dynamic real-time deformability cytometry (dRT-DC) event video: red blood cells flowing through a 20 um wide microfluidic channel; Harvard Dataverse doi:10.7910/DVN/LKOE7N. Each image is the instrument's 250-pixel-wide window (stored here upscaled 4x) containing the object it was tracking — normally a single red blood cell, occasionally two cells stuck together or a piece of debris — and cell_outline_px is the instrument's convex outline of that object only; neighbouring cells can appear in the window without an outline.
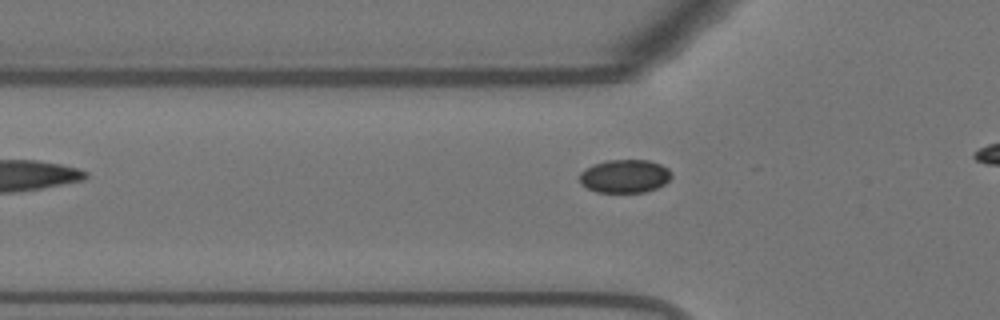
{"species": "Egyptian fruit bat (a non-hibernating species)", "species_latin": "Rousettus aegyptiacus", "temperature_condition": "warm", "stored_images_in_passage": 29, "camera_frame_rate_fps": 3000, "um_per_image_px": 0.085, "animal": {"sex": "female"}, "frame": {"image": 1, "passage_image": 2, "time_ms": 0.333, "image_size_px": [1000, 320], "cell_outline_px": [[672, 176], [664, 184], [656, 188], [644, 192], [596, 192], [580, 184], [580, 172], [604, 160], [648, 160], [660, 164], [668, 168], [672, 172]], "centroid_in_image_um": [53.12, 14.97], "position_along_channel_um": 72.7, "area_um2": 17.74}}
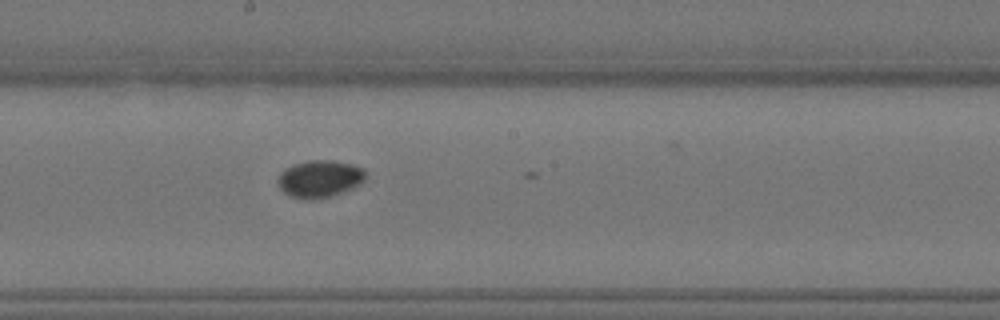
{"frame": {"image": 2, "passage_image": 14, "time_ms": 4.333, "image_size_px": [1000, 320], "cell_outline_px": [[368, 176], [360, 184], [352, 188], [332, 196], [312, 200], [308, 200], [292, 196], [284, 192], [280, 188], [276, 180], [280, 172], [284, 168], [292, 164], [308, 160], [332, 160], [352, 164], [364, 168], [368, 172]], "centroid_in_image_um": [27.19, 15.18], "position_along_channel_um": 221.0, "area_um2": 19.42}}
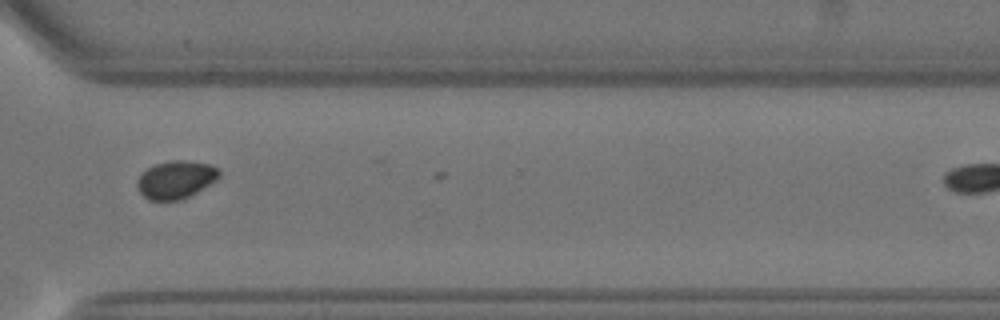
{"frame": {"image": 3, "passage_image": 25, "time_ms": 8.0, "image_size_px": [1000, 320], "cell_outline_px": [[220, 176], [216, 180], [196, 192], [180, 200], [148, 200], [140, 192], [136, 184], [136, 180], [148, 168], [156, 164], [172, 160], [180, 160], [208, 164], [220, 168]], "centroid_in_image_um": [14.95, 15.27], "position_along_channel_um": 355.7, "area_um2": 17.86}}